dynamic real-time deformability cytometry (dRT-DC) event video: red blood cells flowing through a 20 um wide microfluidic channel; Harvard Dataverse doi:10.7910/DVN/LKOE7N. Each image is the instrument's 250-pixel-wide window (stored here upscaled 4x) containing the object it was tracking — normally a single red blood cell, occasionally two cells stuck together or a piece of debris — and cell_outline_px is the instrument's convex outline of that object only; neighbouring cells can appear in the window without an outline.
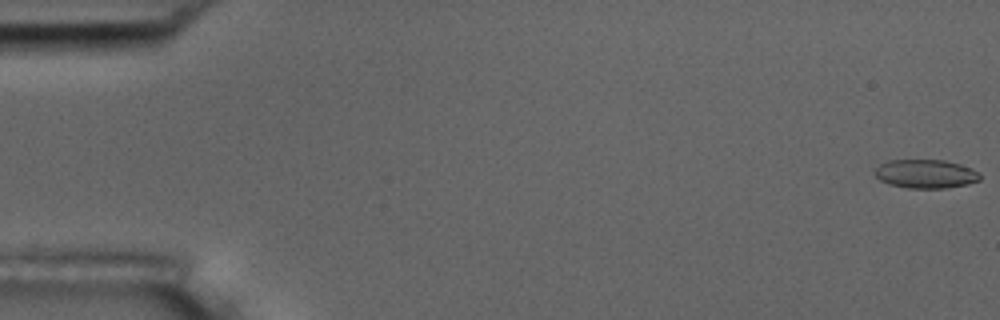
{"species": "common noctule bat (a hibernating species)", "species_latin": "Nyctalus noctula", "temperature_condition": "room temperature", "stored_images_in_passage": 56, "camera_frame_rate_fps": 3000, "um_per_image_px": 0.085, "animal": {"sex": "male", "body_mass_g": 17.5, "forearm_length_mm": 52.3}, "frame": {"image": 1, "passage_image": 1, "time_ms": 0.0, "image_size_px": [1000, 320], "cell_outline_px": [[980, 180], [968, 184], [944, 188], [908, 188], [888, 184], [880, 180], [876, 176], [876, 168], [880, 164], [888, 160], [944, 160], [960, 164], [972, 168], [980, 172]], "centroid_in_image_um": [78.71, 14.78], "position_along_channel_um": 6.3, "area_um2": 17.63}}
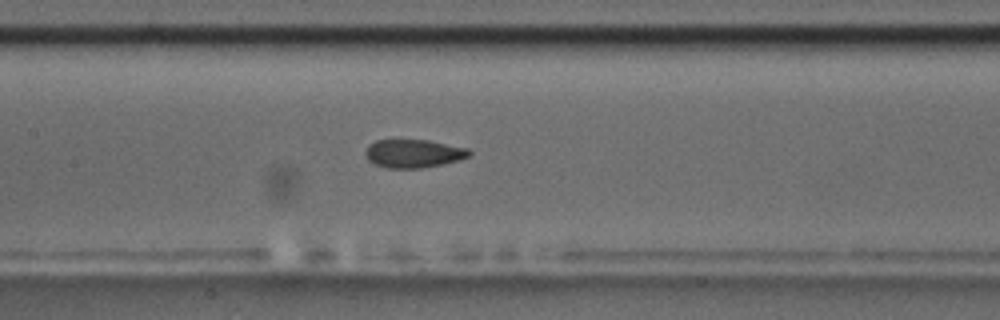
{"frame": {"image": 2, "passage_image": 27, "time_ms": 8.667, "image_size_px": [1000, 320], "cell_outline_px": [[472, 152], [468, 156], [460, 160], [444, 164], [420, 168], [388, 168], [376, 164], [368, 160], [364, 152], [368, 144], [376, 140], [428, 140], [468, 148]], "centroid_in_image_um": [35.15, 13.04], "position_along_channel_um": 172.3, "area_um2": 17.17}}
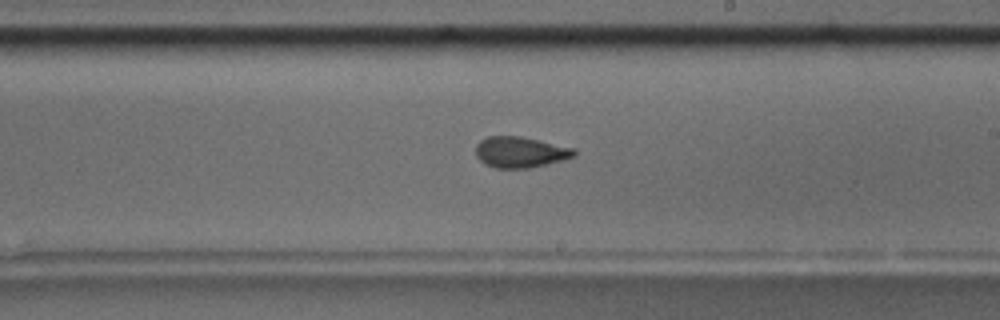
{"frame": {"image": 3, "passage_image": 33, "time_ms": 10.667, "image_size_px": [1000, 320], "cell_outline_px": [[576, 156], [528, 168], [496, 168], [484, 164], [476, 156], [476, 144], [480, 140], [488, 136], [520, 136], [576, 148]], "centroid_in_image_um": [44.2, 12.92], "position_along_channel_um": 244.8, "area_um2": 17.69}, "authors_computed_cell_mechanics": {"area_um2": 17.7157, "velocity_mm_per_s": 3.6426, "shape_relaxation_time_tau1_ms": 5.8041, "shape_relaxation_time_tau2_ms": 2.5799, "deformation_change_tau1": 0.1602, "deformation_change_tau2": 0.0966}}